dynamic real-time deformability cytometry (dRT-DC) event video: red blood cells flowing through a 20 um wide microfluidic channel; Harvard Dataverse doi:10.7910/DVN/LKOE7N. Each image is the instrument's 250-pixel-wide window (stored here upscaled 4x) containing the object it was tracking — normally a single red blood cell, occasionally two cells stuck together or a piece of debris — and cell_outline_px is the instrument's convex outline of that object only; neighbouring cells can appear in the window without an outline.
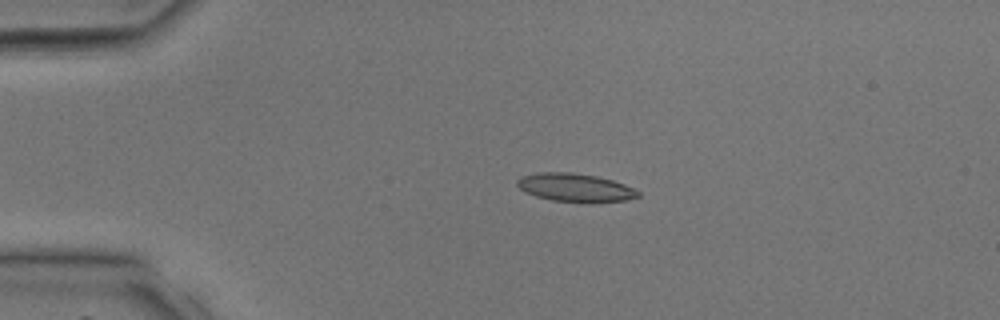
{"species": "common noctule bat (a hibernating species)", "species_latin": "Nyctalus noctula", "temperature_condition": "room temperature", "stored_images_in_passage": 31, "camera_frame_rate_fps": 3000, "um_per_image_px": 0.085, "animal": {"sex": "male", "body_mass_g": 17.9, "forearm_length_mm": 54.2}, "frame": {"image": 1, "passage_image": 1, "time_ms": 0.0, "image_size_px": [1000, 320], "cell_outline_px": [[640, 196], [624, 200], [592, 204], [552, 200], [536, 196], [524, 192], [516, 184], [516, 180], [520, 176], [536, 172], [572, 172], [596, 176], [612, 180], [624, 184], [640, 192]], "centroid_in_image_um": [48.87, 15.95], "position_along_channel_um": 36.1, "area_um2": 20.29}}
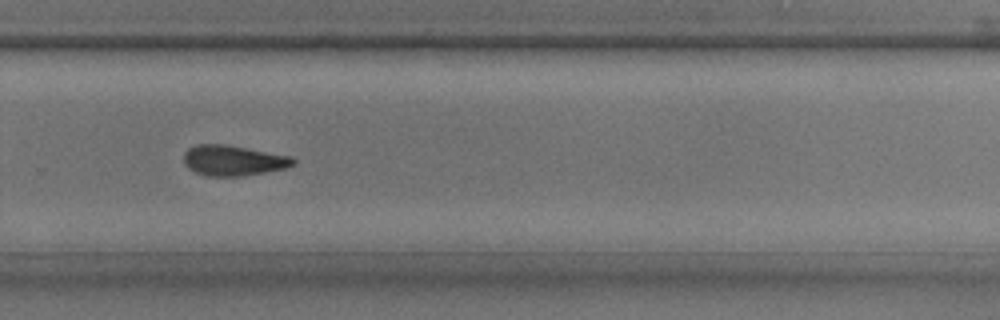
{"frame": {"image": 2, "passage_image": 19, "time_ms": 6.0, "image_size_px": [1000, 320], "cell_outline_px": [[296, 164], [284, 168], [264, 172], [240, 176], [208, 176], [196, 172], [188, 168], [184, 164], [184, 152], [188, 148], [196, 144], [224, 144], [292, 156], [296, 160]], "centroid_in_image_um": [19.81, 13.63], "position_along_channel_um": 310.0, "area_um2": 19.36}}
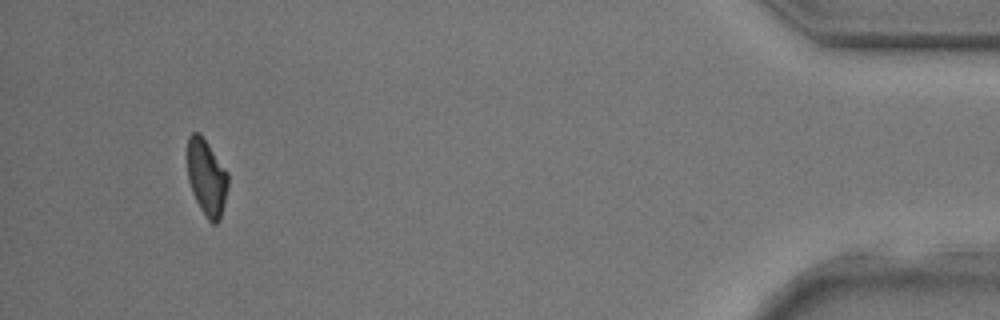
{"frame": {"image": 3, "passage_image": 29, "time_ms": 9.333, "image_size_px": [1000, 320], "cell_outline_px": [[228, 184], [224, 204], [220, 220], [216, 224], [212, 224], [208, 220], [200, 208], [192, 192], [188, 180], [188, 136], [192, 132], [200, 132], [228, 172]], "centroid_in_image_um": [17.57, 15.08], "position_along_channel_um": 417.6, "area_um2": 18.09}}